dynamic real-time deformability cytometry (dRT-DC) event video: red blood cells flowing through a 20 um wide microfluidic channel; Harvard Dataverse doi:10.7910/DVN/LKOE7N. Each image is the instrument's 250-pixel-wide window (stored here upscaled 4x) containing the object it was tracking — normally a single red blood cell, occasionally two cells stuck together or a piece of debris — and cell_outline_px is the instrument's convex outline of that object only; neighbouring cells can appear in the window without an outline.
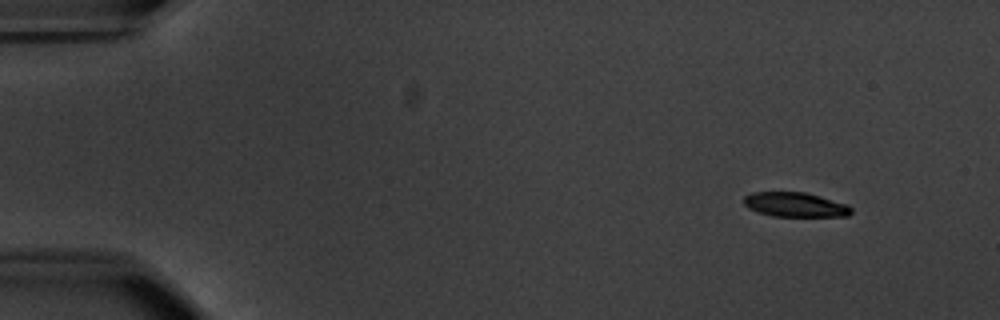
{"species": "common noctule bat (a hibernating species)", "species_latin": "Nyctalus noctula", "temperature_condition": "warm", "stored_images_in_passage": 8, "segment_of_instrument_passage": [1, 2], "camera_frame_rate_fps": 3000, "um_per_image_px": 0.085, "animal": {"sex": "male", "body_mass_g": 20.1, "forearm_length_mm": 53.5}, "frame": {"image": 1, "passage_image": 1, "time_ms": 0.0, "image_size_px": [1000, 320], "cell_outline_px": [[852, 212], [848, 216], [772, 216], [748, 208], [744, 204], [744, 196], [752, 192], [804, 192], [820, 196], [848, 204], [852, 208]], "centroid_in_image_um": [67.61, 17.39], "position_along_channel_um": 17.4, "area_um2": 15.32}}
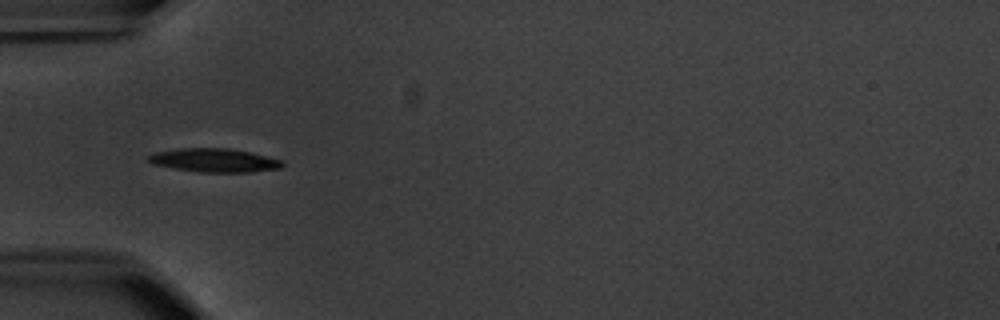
{"frame": {"image": 2, "passage_image": 4, "time_ms": 4.667, "image_size_px": [1000, 320], "cell_outline_px": [[284, 164], [280, 168], [248, 172], [196, 172], [172, 168], [152, 164], [144, 160], [144, 156], [156, 152], [180, 148], [228, 148], [252, 152], [284, 160]], "centroid_in_image_um": [18.17, 13.62], "position_along_channel_um": 66.8, "area_um2": 18.79}}
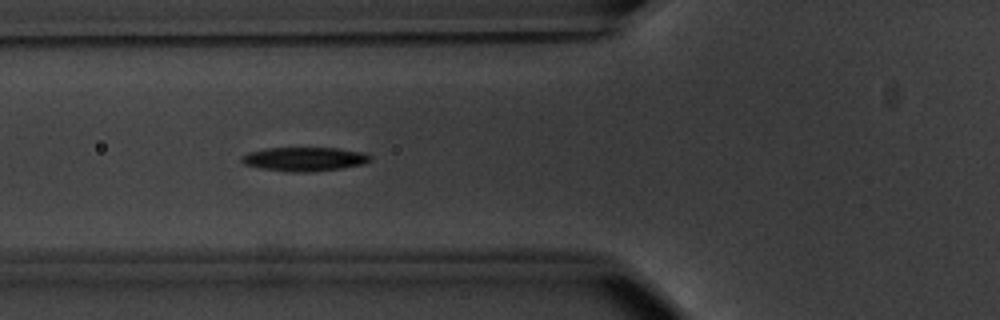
{"frame": {"image": 3, "passage_image": 5, "time_ms": 5.667, "image_size_px": [1000, 320], "cell_outline_px": [[264, 200], [164, 204], [156, 192], [172, 180], [212, 184], [244, 188], [260, 192]], "centroid_in_image_um": [17.36, 16.43], "position_along_channel_um": 108.4, "area_um2": 12.66}}